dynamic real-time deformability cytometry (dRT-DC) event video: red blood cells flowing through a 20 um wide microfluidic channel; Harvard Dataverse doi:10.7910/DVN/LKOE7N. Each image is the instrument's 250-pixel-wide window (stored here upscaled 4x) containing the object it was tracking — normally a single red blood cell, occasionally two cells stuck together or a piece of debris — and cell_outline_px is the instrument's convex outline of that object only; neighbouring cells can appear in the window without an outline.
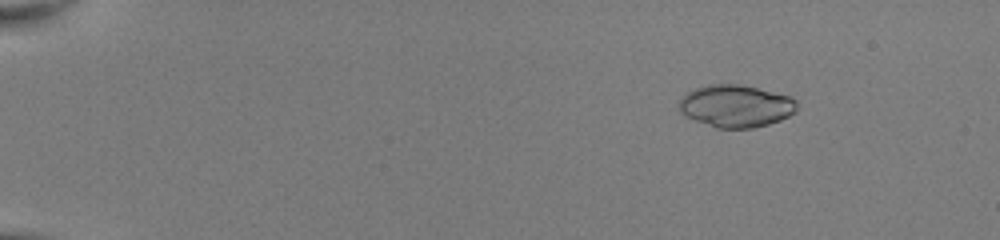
{"species": "common noctule bat (a hibernating species)", "species_latin": "Nyctalus noctula", "temperature_condition": "room temperature", "stored_images_in_passage": 52, "camera_frame_rate_fps": 3000, "um_per_image_px": 0.085, "animal": {"sex": "female", "body_mass_g": 22.0, "forearm_length_mm": 56.7}, "frame": {"image": 1, "passage_image": 8, "time_ms": 2.333, "image_size_px": [1000, 240], "cell_outline_px": [[796, 112], [780, 120], [768, 124], [752, 128], [716, 128], [684, 116], [680, 112], [680, 100], [688, 92], [696, 88], [708, 84], [736, 84], [756, 88], [788, 96], [796, 100]], "centroid_in_image_um": [62.53, 9.02], "position_along_channel_um": 22.5, "area_um2": 28.78}}